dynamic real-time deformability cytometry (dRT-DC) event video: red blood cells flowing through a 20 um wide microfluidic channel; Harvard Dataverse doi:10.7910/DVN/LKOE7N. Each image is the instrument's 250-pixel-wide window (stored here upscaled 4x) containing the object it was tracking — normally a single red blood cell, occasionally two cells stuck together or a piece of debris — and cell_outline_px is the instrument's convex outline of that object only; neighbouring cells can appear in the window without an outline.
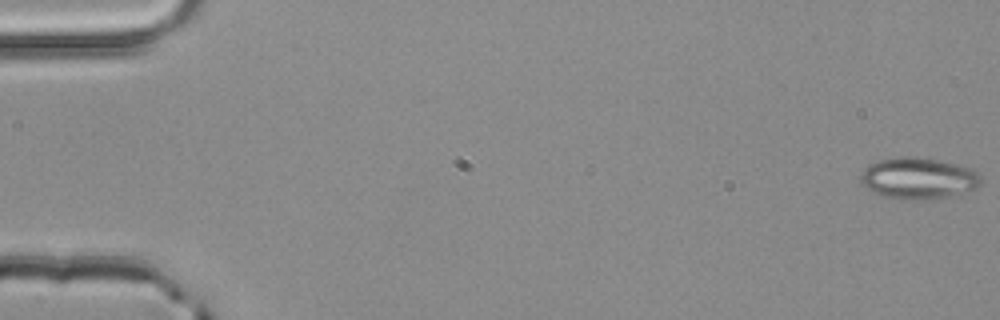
{"species": "common noctule bat (a hibernating species)", "species_latin": "Nyctalus noctula", "temperature_condition": "room temperature", "stored_images_in_passage": 53, "camera_frame_rate_fps": 3000, "um_per_image_px": 0.085, "animal": {"sex": "male", "body_mass_g": 20.4}, "frame": {"image": 1, "passage_image": 1, "time_ms": 0.0, "image_size_px": [1000, 320], "cell_outline_px": [[980, 184], [976, 188], [964, 192], [948, 196], [912, 200], [900, 200], [880, 196], [872, 192], [860, 180], [860, 176], [864, 168], [868, 164], [876, 160], [900, 156], [916, 156], [956, 164], [972, 168], [980, 172]], "centroid_in_image_um": [78.02, 15.14], "position_along_channel_um": 7.0, "area_um2": 29.25}}
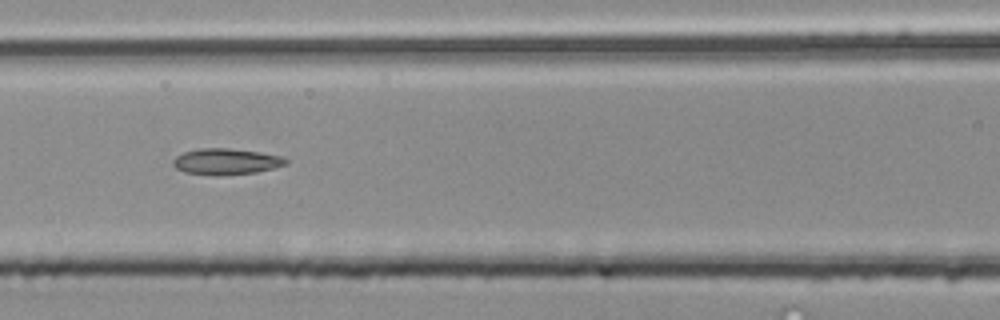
{"frame": {"image": 2, "passage_image": 24, "time_ms": 7.667, "image_size_px": [1000, 320], "cell_outline_px": [[288, 164], [256, 172], [216, 176], [184, 172], [176, 168], [172, 164], [172, 160], [176, 156], [184, 152], [200, 148], [228, 148], [260, 152], [284, 156], [288, 160]], "centroid_in_image_um": [19.22, 13.73], "position_along_channel_um": 147.4, "area_um2": 17.28}}
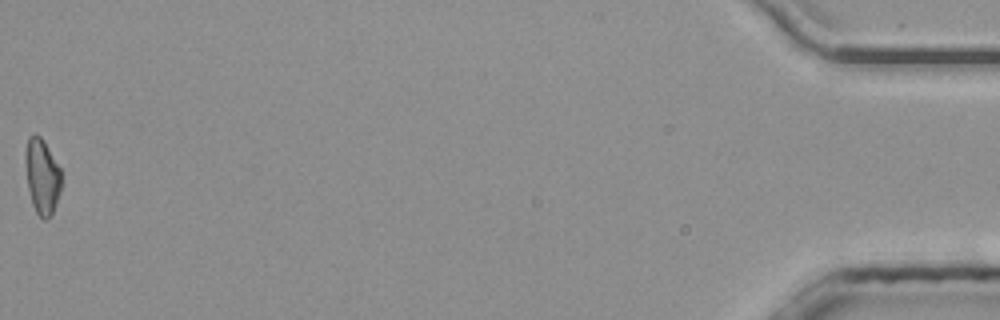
{"frame": {"image": 3, "passage_image": 53, "time_ms": 17.333, "image_size_px": [1000, 320], "cell_outline_px": [[64, 180], [52, 216], [44, 220], [36, 212], [32, 204], [28, 188], [24, 156], [28, 136], [36, 132], [44, 140], [60, 168]], "centroid_in_image_um": [3.6, 14.97], "position_along_channel_um": 431.6, "area_um2": 16.24}, "authors_computed_cell_mechanics": {"area_um2": 16.762, "velocity_mm_per_s": 4.0459, "shape_relaxation_time_tau1_ms": null, "shape_relaxation_time_tau2_ms": 5.081, "deformation_change_tau1": null, "deformation_change_tau2": 0.1532}}